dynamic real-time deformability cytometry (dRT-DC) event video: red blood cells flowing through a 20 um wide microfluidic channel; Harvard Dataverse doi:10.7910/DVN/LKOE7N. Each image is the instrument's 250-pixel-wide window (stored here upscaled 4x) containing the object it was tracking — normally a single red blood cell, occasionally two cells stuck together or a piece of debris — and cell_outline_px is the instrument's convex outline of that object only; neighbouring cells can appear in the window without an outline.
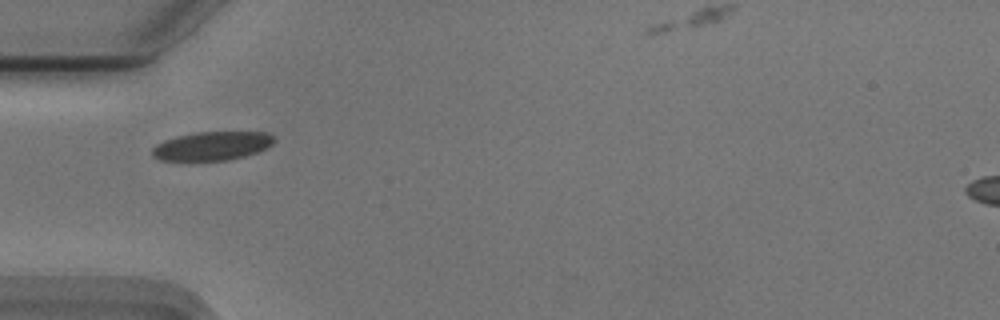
{"species": "Egyptian fruit bat (a non-hibernating species)", "species_latin": "Rousettus aegyptiacus", "temperature_condition": "cold", "stored_images_in_passage": 7, "camera_frame_rate_fps": 3000, "um_per_image_px": 0.085, "animal": {"sex": "male"}, "frame": {"image": 1, "passage_image": 1, "time_ms": 0.0, "image_size_px": [1000, 320], "cell_outline_px": [[276, 140], [272, 144], [256, 152], [244, 156], [228, 160], [160, 160], [152, 156], [152, 148], [156, 144], [164, 140], [176, 136], [196, 132], [264, 132], [272, 136]], "centroid_in_image_um": [17.99, 12.4], "position_along_channel_um": 67.0, "area_um2": 20.23}}
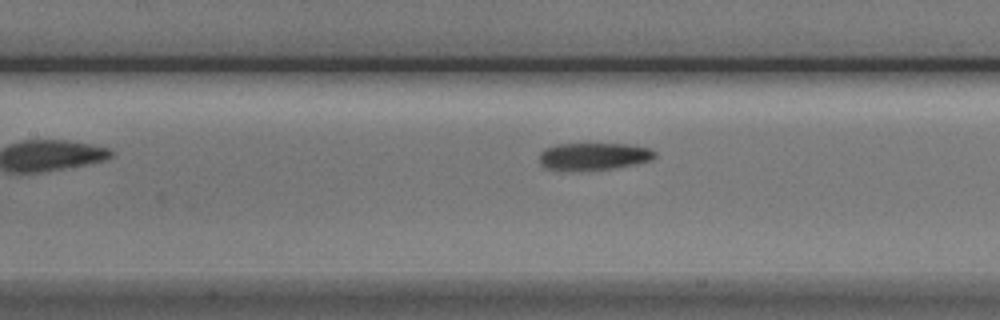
{"frame": {"image": 2, "passage_image": 5, "time_ms": 1.333, "image_size_px": [1000, 320], "cell_outline_px": [[656, 156], [652, 160], [636, 164], [616, 168], [544, 168], [540, 164], [540, 152], [544, 148], [556, 144], [624, 144], [652, 148], [656, 152]], "centroid_in_image_um": [50.53, 13.25], "position_along_channel_um": 156.9, "area_um2": 17.86}}